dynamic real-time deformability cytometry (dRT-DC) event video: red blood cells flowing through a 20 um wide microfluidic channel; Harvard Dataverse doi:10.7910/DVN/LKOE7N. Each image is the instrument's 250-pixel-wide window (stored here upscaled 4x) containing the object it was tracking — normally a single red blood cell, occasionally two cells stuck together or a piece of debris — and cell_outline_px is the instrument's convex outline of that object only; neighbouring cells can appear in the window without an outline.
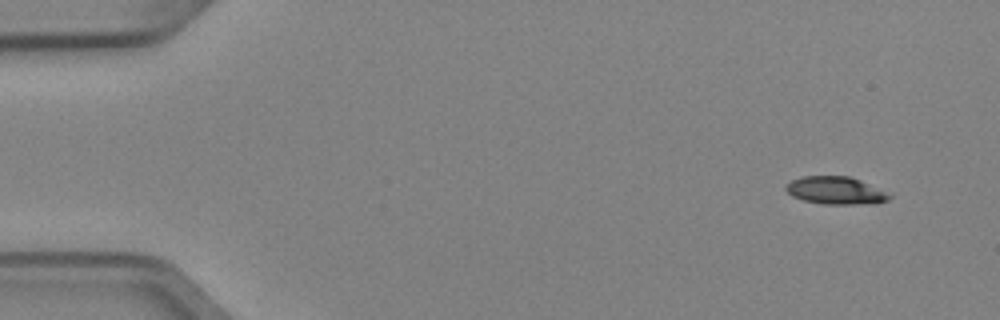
{"species": "Egyptian fruit bat (a non-hibernating species)", "species_latin": "Rousettus aegyptiacus", "temperature_condition": "cold", "stored_images_in_passage": 7, "camera_frame_rate_fps": 3000, "um_per_image_px": 0.085, "animal": {"sex": "female"}, "frame": {"image": 1, "passage_image": 1, "time_ms": 0.0, "image_size_px": [1000, 320], "cell_outline_px": [[892, 196], [888, 200], [876, 204], [824, 204], [804, 200], [792, 196], [784, 188], [792, 180], [800, 176], [848, 176], [860, 180]], "centroid_in_image_um": [71.01, 16.2], "position_along_channel_um": 14.0, "area_um2": 16.47}}
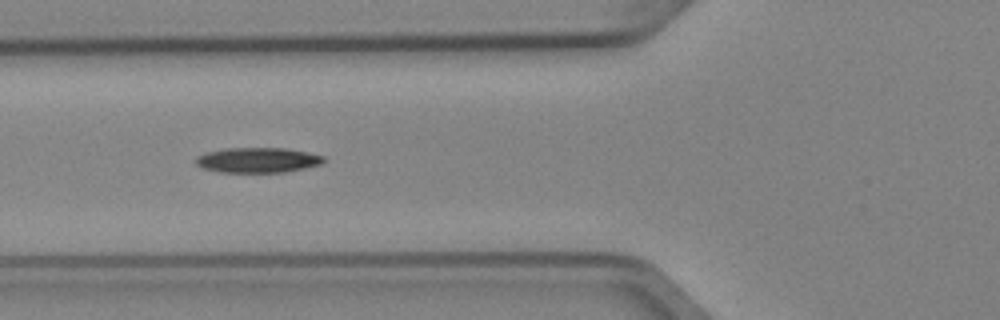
{"frame": {"image": 2, "passage_image": 5, "time_ms": 1.333, "image_size_px": [1000, 320], "cell_outline_px": [[324, 160], [320, 164], [304, 168], [284, 172], [220, 172], [204, 168], [196, 164], [196, 156], [204, 152], [224, 148], [284, 148], [324, 156]], "centroid_in_image_um": [21.84, 13.6], "position_along_channel_um": 104.0, "area_um2": 18.55}}
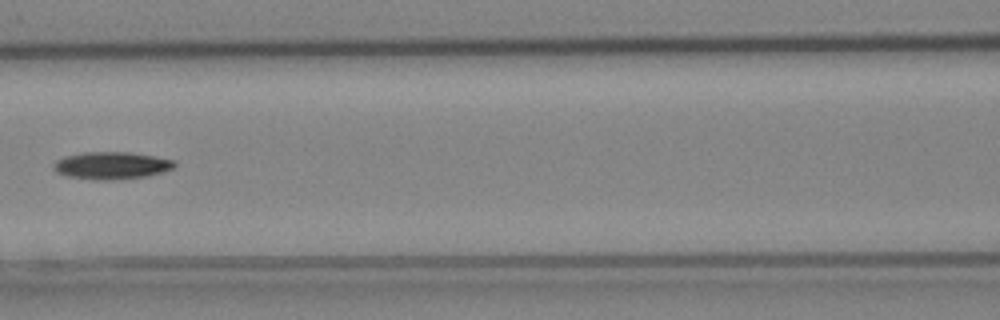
{"frame": {"image": 3, "passage_image": 6, "time_ms": 1.667, "image_size_px": [1000, 320], "cell_outline_px": [[176, 164], [172, 168], [148, 176], [112, 180], [96, 180], [68, 176], [56, 172], [52, 168], [56, 160], [64, 156], [84, 152], [128, 152], [176, 160]], "centroid_in_image_um": [9.45, 14.06], "position_along_channel_um": 157.2, "area_um2": 19.19}}